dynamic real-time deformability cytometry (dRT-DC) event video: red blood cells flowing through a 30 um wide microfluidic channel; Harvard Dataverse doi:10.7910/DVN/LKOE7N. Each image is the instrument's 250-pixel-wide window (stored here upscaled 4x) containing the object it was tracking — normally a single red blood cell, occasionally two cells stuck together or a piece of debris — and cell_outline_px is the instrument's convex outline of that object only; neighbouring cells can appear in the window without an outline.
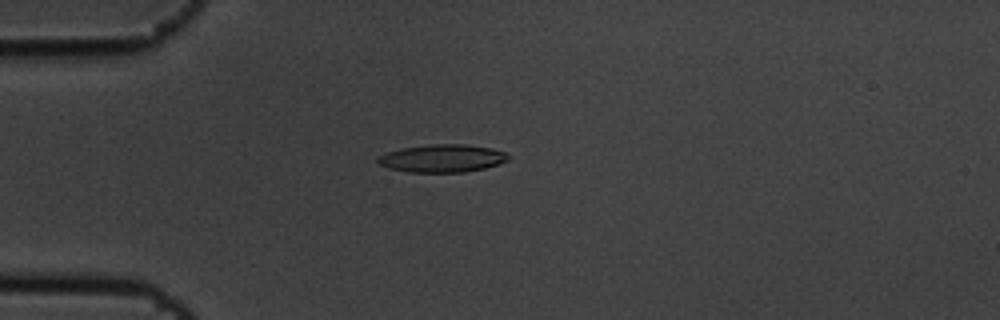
{"species": "common noctule bat (a hibernating species)", "species_latin": "Nyctalus noctula", "temperature_condition": "cold", "stored_images_in_passage": 5, "camera_frame_rate_fps": 3000, "um_per_image_px": 0.085, "animal": {"sex": "male", "body_mass_g": 19.5, "forearm_length_mm": 54.6}, "frame": {"image": 1, "passage_image": 5, "time_ms": 1.333, "image_size_px": [1000, 320], "cell_outline_px": [[512, 156], [508, 160], [484, 168], [464, 172], [408, 172], [388, 168], [380, 164], [376, 160], [376, 156], [400, 148], [432, 144], [468, 144], [492, 148], [504, 152]], "centroid_in_image_um": [37.58, 13.45], "position_along_channel_um": 47.4, "area_um2": 21.21}}